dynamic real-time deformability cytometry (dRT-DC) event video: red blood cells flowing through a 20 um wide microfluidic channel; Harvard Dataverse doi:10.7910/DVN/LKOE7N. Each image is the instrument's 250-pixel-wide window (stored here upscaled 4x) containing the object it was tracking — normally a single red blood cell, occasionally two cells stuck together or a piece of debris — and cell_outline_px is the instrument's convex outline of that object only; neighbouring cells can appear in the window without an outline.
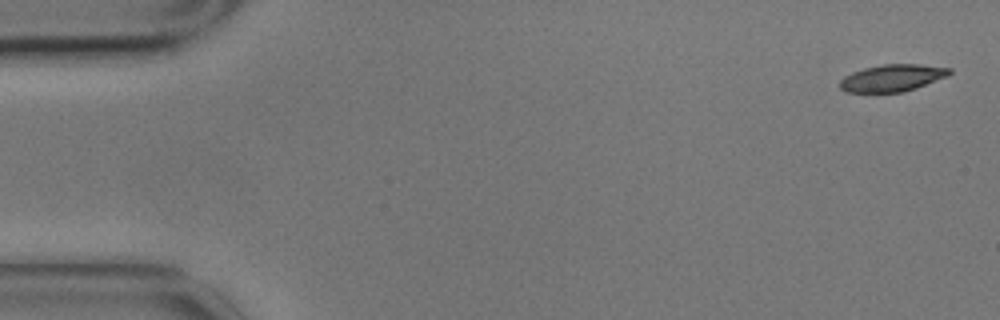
{"species": "common noctule bat (a hibernating species)", "species_latin": "Nyctalus noctula", "temperature_condition": "cold", "stored_images_in_passage": 12, "camera_frame_rate_fps": 3000, "um_per_image_px": 0.085, "animal": {"sex": "male", "body_mass_g": 17.9}, "frame": {"image": 1, "passage_image": 1, "time_ms": 0.0, "image_size_px": [1000, 320], "cell_outline_px": [[952, 72], [948, 76], [916, 88], [904, 92], [844, 92], [840, 88], [840, 80], [844, 76], [852, 72], [864, 68], [880, 64], [920, 64], [952, 68]], "centroid_in_image_um": [75.85, 6.62], "position_along_channel_um": 9.1, "area_um2": 17.4}}
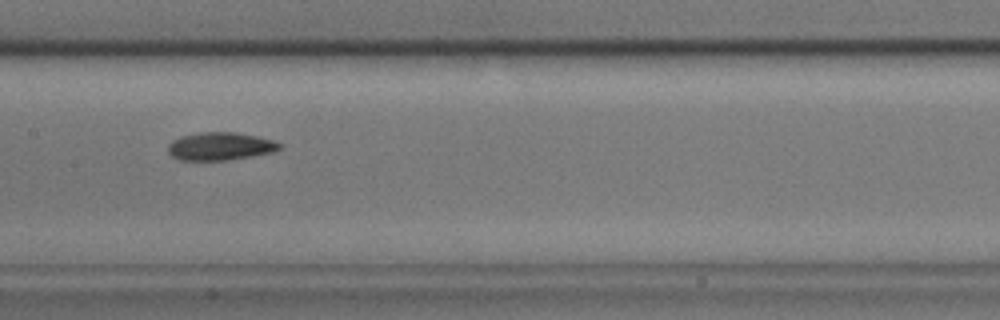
{"frame": {"image": 2, "passage_image": 7, "time_ms": 2.0, "image_size_px": [1000, 320], "cell_outline_px": [[284, 148], [272, 152], [252, 156], [228, 160], [180, 160], [172, 156], [168, 152], [168, 144], [172, 140], [180, 136], [200, 132], [236, 132], [256, 136], [272, 140], [284, 144]], "centroid_in_image_um": [18.74, 12.43], "position_along_channel_um": 188.7, "area_um2": 18.32}}
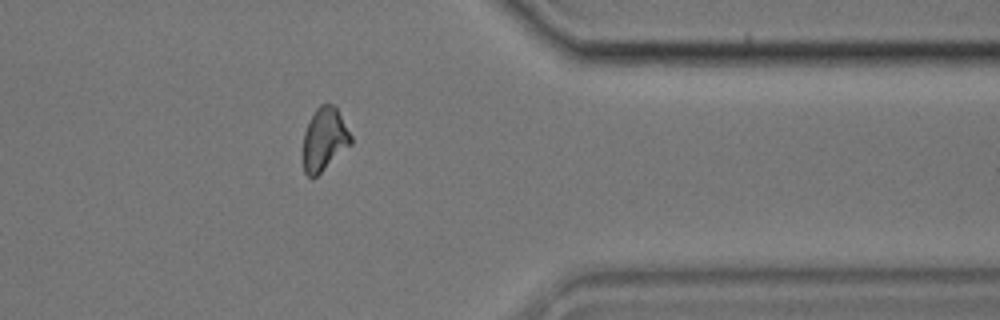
{"frame": {"image": 3, "passage_image": 12, "time_ms": 3.667, "image_size_px": [1000, 320], "cell_outline_px": [[352, 144], [316, 176], [308, 176], [304, 172], [304, 132], [316, 108], [320, 104], [332, 104], [336, 108], [352, 136]], "centroid_in_image_um": [27.59, 11.83], "position_along_channel_um": 383.8, "area_um2": 17.17}}